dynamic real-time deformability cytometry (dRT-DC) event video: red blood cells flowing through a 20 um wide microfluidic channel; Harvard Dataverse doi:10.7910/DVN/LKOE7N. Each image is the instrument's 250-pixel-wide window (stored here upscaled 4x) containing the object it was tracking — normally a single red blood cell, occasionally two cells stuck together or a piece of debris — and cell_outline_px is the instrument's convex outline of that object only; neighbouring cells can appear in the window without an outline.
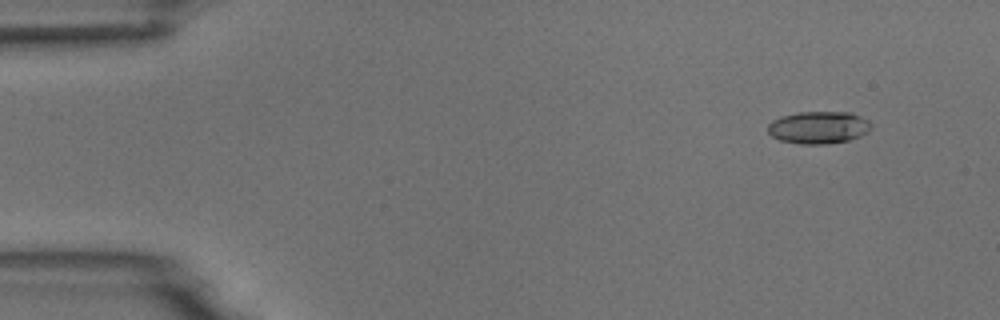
{"species": "common noctule bat (a hibernating species)", "species_latin": "Nyctalus noctula", "temperature_condition": "room temperature", "stored_images_in_passage": 6, "camera_frame_rate_fps": 3000, "um_per_image_px": 0.085, "animal": {"sex": "male", "body_mass_g": 18.8}, "frame": {"image": 1, "passage_image": 2, "time_ms": 1.333, "image_size_px": [1000, 320], "cell_outline_px": [[872, 128], [868, 132], [860, 136], [848, 140], [824, 144], [800, 144], [780, 140], [772, 136], [768, 132], [768, 124], [772, 120], [780, 116], [800, 112], [852, 112], [868, 120], [872, 124]], "centroid_in_image_um": [69.59, 10.83], "position_along_channel_um": 15.4, "area_um2": 19.59}}
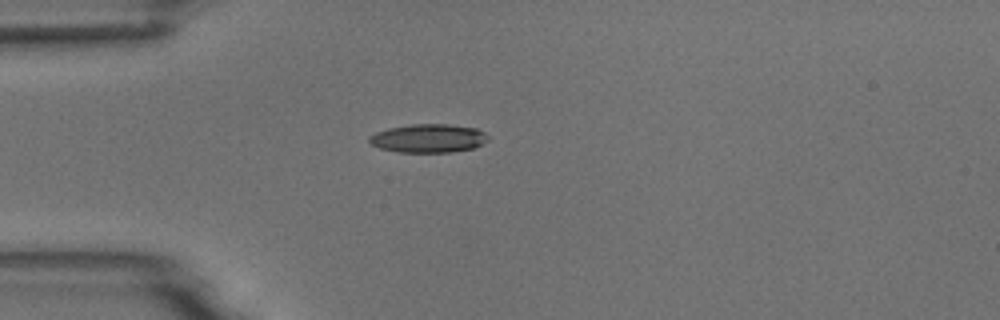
{"frame": {"image": 2, "passage_image": 5, "time_ms": 4.667, "image_size_px": [1000, 320], "cell_outline_px": [[488, 140], [472, 148], [452, 152], [400, 152], [380, 148], [372, 144], [368, 140], [368, 136], [376, 132], [388, 128], [412, 124], [448, 124], [476, 128], [484, 132], [488, 136]], "centroid_in_image_um": [36.4, 11.75], "position_along_channel_um": 48.6, "area_um2": 19.65}}